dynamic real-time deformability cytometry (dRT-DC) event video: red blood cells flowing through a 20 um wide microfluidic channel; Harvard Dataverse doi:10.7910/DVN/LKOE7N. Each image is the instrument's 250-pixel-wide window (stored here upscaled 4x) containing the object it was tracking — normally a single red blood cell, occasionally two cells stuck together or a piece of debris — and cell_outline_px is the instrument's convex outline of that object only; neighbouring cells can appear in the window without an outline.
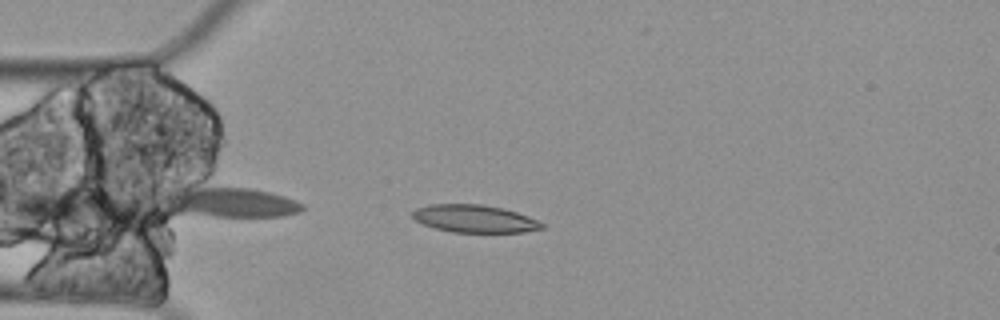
{"species": "Egyptian fruit bat (a non-hibernating species)", "species_latin": "Rousettus aegyptiacus", "temperature_condition": "cold", "stored_images_in_passage": 39, "camera_frame_rate_fps": 3000, "um_per_image_px": 0.085, "animal": {"sex": "female"}, "frame": {"image": 1, "passage_image": 2, "time_ms": 0.333, "image_size_px": [1000, 320], "cell_outline_px": [[544, 228], [524, 232], [452, 232], [436, 228], [424, 224], [416, 220], [412, 216], [412, 212], [416, 208], [432, 204], [480, 204], [500, 208], [516, 212], [528, 216], [544, 224]], "centroid_in_image_um": [40.33, 18.59], "position_along_channel_um": 44.7, "area_um2": 20.58}}
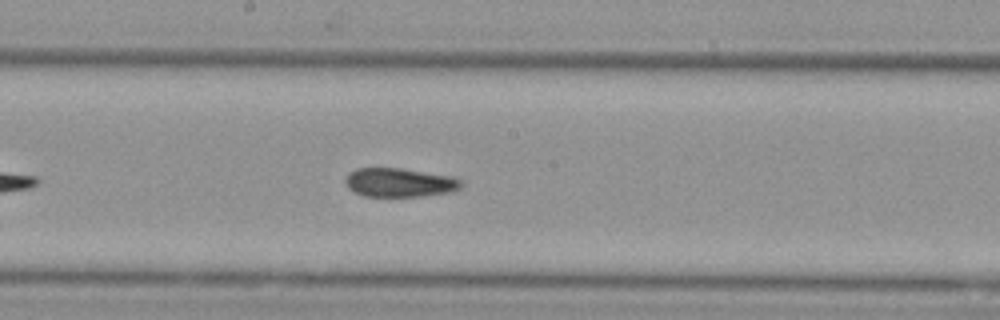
{"frame": {"image": 2, "passage_image": 18, "time_ms": 5.667, "image_size_px": [1000, 320], "cell_outline_px": [[464, 184], [460, 188], [452, 192], [420, 196], [364, 196], [348, 188], [344, 180], [348, 172], [356, 168], [400, 168], [452, 176], [460, 180]], "centroid_in_image_um": [33.95, 15.51], "position_along_channel_um": 214.2, "area_um2": 19.54}}
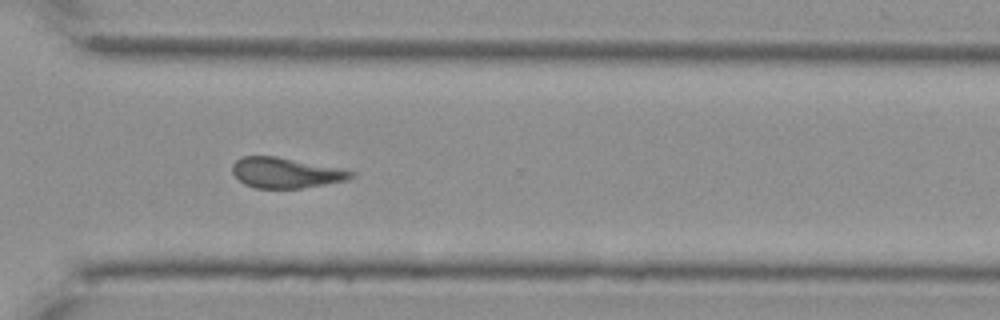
{"frame": {"image": 3, "passage_image": 30, "time_ms": 9.667, "image_size_px": [1000, 320], "cell_outline_px": [[356, 176], [348, 180], [300, 188], [256, 188], [244, 184], [232, 172], [232, 164], [236, 160], [244, 156], [276, 156], [340, 168], [356, 172]], "centroid_in_image_um": [24.31, 14.68], "position_along_channel_um": 346.3, "area_um2": 20.98}}